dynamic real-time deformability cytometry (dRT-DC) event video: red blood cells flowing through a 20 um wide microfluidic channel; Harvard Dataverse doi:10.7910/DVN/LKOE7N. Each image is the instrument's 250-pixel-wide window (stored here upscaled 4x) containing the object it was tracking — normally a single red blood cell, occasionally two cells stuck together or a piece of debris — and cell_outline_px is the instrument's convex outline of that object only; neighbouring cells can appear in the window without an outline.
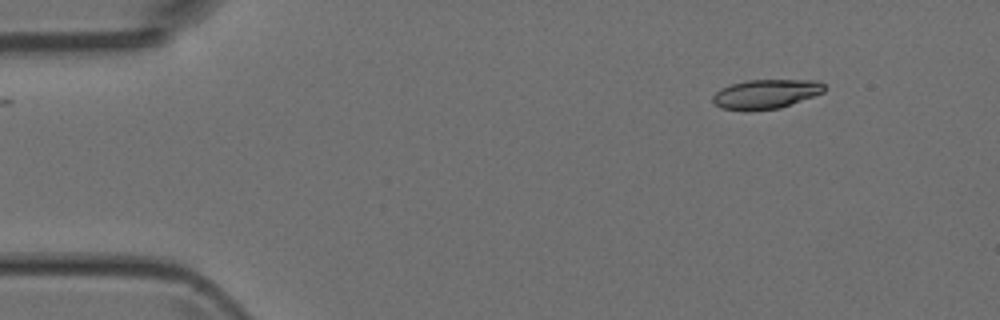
{"species": "Egyptian fruit bat (a non-hibernating species)", "species_latin": "Rousettus aegyptiacus", "temperature_condition": "room temperature", "stored_images_in_passage": 44, "camera_frame_rate_fps": 3000, "um_per_image_px": 0.085, "animal": {"sex": "female"}, "frame": {"image": 1, "passage_image": 1, "time_ms": 0.0, "image_size_px": [1000, 320], "cell_outline_px": [[824, 92], [780, 108], [748, 112], [744, 112], [720, 108], [712, 100], [712, 96], [720, 88], [732, 84], [748, 80], [816, 80], [824, 84]], "centroid_in_image_um": [65.05, 8.01], "position_along_channel_um": 19.9, "area_um2": 19.25}}
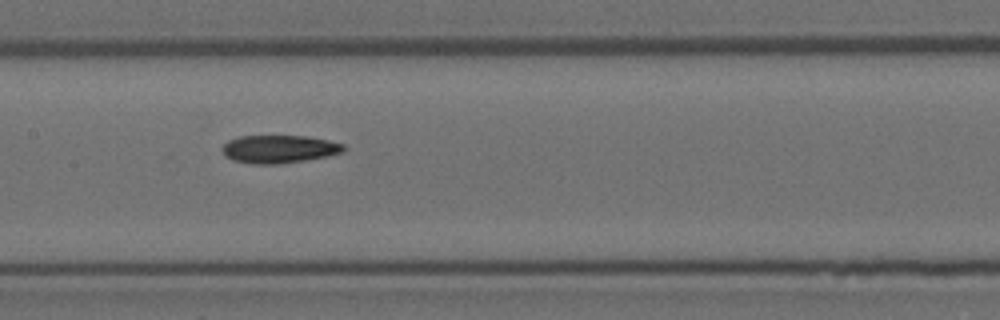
{"frame": {"image": 2, "passage_image": 19, "time_ms": 6.0, "image_size_px": [1000, 320], "cell_outline_px": [[344, 152], [328, 156], [304, 160], [276, 164], [252, 164], [232, 160], [224, 156], [224, 144], [228, 140], [240, 136], [304, 136], [328, 140], [344, 144]], "centroid_in_image_um": [23.72, 12.67], "position_along_channel_um": 183.7, "area_um2": 19.65}}
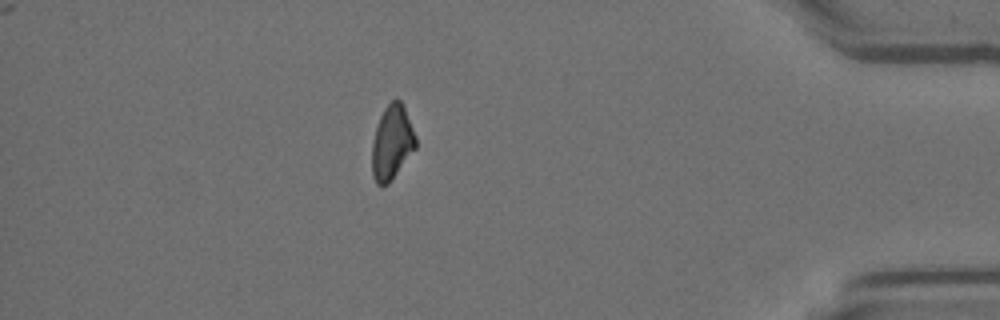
{"frame": {"image": 3, "passage_image": 38, "time_ms": 12.333, "image_size_px": [1000, 320], "cell_outline_px": [[416, 148], [388, 184], [376, 184], [372, 176], [372, 144], [376, 128], [380, 116], [384, 108], [392, 100], [400, 100], [404, 108], [416, 136]], "centroid_in_image_um": [33.31, 12.13], "position_along_channel_um": 401.9, "area_um2": 18.67}}